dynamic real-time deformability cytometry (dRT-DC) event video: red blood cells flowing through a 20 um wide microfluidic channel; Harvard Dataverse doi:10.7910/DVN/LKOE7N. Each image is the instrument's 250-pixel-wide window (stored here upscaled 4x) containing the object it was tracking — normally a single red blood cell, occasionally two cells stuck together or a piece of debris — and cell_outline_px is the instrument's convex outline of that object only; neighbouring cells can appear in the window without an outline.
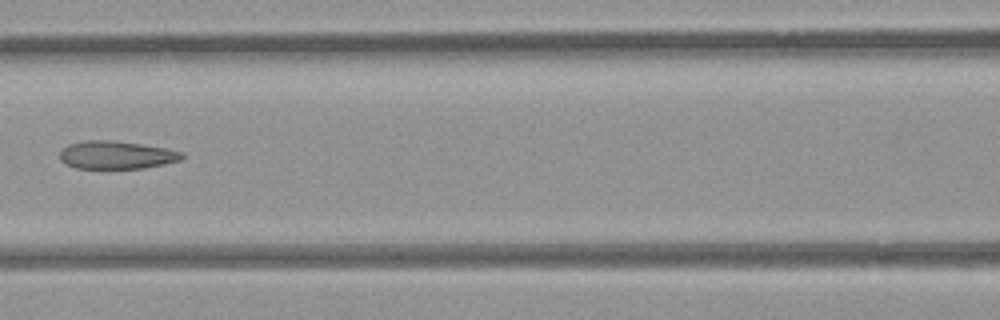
{"species": "common noctule bat (a hibernating species)", "species_latin": "Nyctalus noctula", "temperature_condition": "room temperature", "stored_images_in_passage": 7, "camera_frame_rate_fps": 3000, "um_per_image_px": 0.085, "animal": {"sex": "female", "body_mass_g": 21.9}, "frame": {"image": 1, "passage_image": 7, "time_ms": 7.667, "image_size_px": [1000, 320], "cell_outline_px": [[184, 156], [180, 160], [164, 164], [144, 168], [76, 168], [64, 164], [60, 160], [60, 152], [68, 144], [84, 140], [112, 140], [140, 144], [164, 148], [184, 152]], "centroid_in_image_um": [9.87, 13.17], "position_along_channel_um": 156.7, "area_um2": 19.88}}